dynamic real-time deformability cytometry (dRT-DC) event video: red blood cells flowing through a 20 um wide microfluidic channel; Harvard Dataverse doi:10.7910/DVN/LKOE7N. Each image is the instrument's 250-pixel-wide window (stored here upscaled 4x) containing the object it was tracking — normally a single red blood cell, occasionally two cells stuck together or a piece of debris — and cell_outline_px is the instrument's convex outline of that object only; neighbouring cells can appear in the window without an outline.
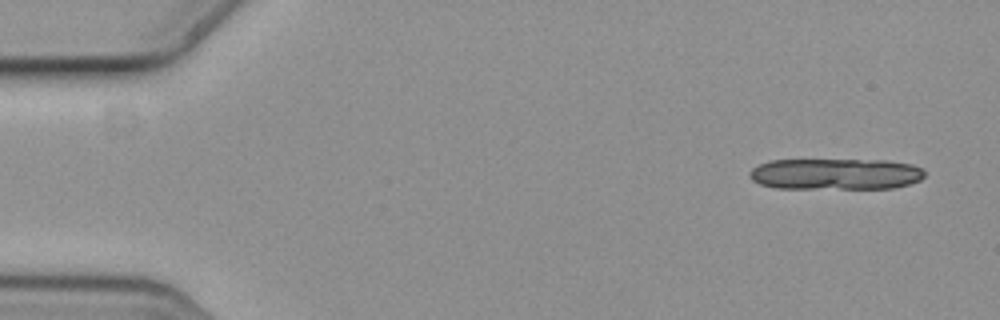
{"species": "common noctule bat (a hibernating species)", "species_latin": "Nyctalus noctula", "temperature_condition": "cold", "stored_images_in_passage": 4, "camera_frame_rate_fps": 3000, "um_per_image_px": 0.085, "animal": {"sex": "female", "body_mass_g": 19.3, "forearm_length_mm": 54.1}, "frame": {"image": 1, "passage_image": 1, "time_ms": 0.0, "image_size_px": [1000, 320], "cell_outline_px": [[924, 176], [920, 180], [908, 184], [892, 188], [776, 188], [760, 184], [752, 180], [748, 176], [748, 172], [752, 168], [768, 160], [888, 160], [912, 164], [920, 168], [924, 172]], "centroid_in_image_um": [70.99, 14.78], "position_along_channel_um": 14.0, "area_um2": 31.96}}